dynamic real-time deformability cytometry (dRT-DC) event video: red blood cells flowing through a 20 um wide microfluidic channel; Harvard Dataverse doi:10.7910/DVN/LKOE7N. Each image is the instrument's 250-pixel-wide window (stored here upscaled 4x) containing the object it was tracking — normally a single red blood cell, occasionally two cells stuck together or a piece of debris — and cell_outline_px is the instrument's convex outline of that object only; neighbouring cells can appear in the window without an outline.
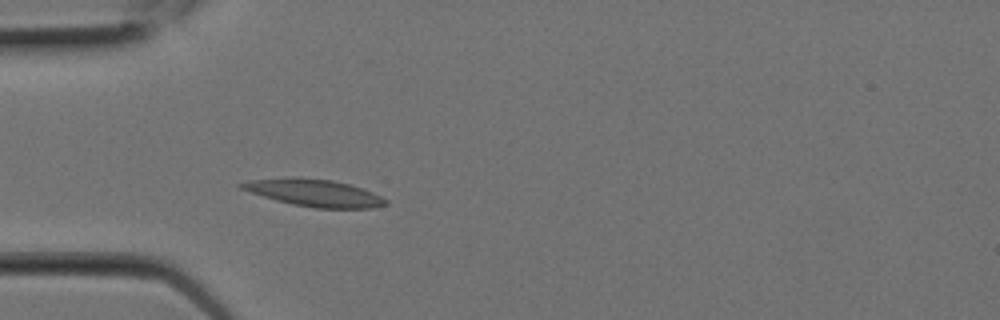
{"species": "Egyptian fruit bat (a non-hibernating species)", "species_latin": "Rousettus aegyptiacus", "temperature_condition": "room temperature", "stored_images_in_passage": 6, "camera_frame_rate_fps": 3000, "um_per_image_px": 0.085, "animal": {"sex": "female"}, "frame": {"image": 1, "passage_image": 6, "time_ms": 1.667, "image_size_px": [1000, 320], "cell_outline_px": [[388, 204], [372, 208], [316, 208], [292, 204], [276, 200], [240, 188], [236, 184], [248, 180], [288, 176], [296, 176], [332, 180], [348, 184], [372, 192], [388, 200]], "centroid_in_image_um": [26.67, 16.37], "position_along_channel_um": 58.3, "area_um2": 22.89}}